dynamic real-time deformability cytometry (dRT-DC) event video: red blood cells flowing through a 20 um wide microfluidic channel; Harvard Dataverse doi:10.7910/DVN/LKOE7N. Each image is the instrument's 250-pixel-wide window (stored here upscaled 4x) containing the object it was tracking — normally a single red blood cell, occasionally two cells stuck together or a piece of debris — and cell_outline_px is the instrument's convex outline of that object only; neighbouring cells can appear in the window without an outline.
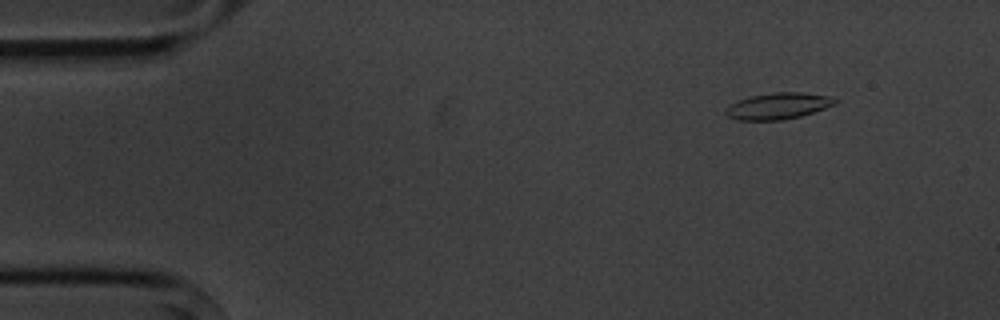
{"species": "common noctule bat (a hibernating species)", "species_latin": "Nyctalus noctula", "temperature_condition": "cold", "stored_images_in_passage": 5, "camera_frame_rate_fps": 3000, "um_per_image_px": 0.085, "animal": {"sex": "male", "body_mass_g": 20.1, "forearm_length_mm": 53.5}, "frame": {"image": 1, "passage_image": 2, "time_ms": 1.0, "image_size_px": [1000, 320], "cell_outline_px": [[840, 100], [836, 104], [800, 116], [784, 120], [736, 120], [728, 116], [724, 112], [724, 108], [740, 100], [752, 96], [776, 92], [800, 92], [828, 96]], "centroid_in_image_um": [66.14, 9.01], "position_along_channel_um": 18.9, "area_um2": 16.65}}